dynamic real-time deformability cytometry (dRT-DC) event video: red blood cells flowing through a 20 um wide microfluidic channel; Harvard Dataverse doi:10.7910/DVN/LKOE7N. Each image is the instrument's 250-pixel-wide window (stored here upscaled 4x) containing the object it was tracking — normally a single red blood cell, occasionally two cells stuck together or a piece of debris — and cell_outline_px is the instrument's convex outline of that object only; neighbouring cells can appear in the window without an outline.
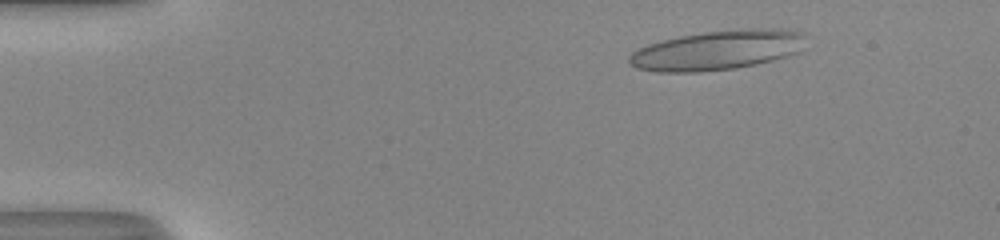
{"species": "human", "species_latin": "Homo sapiens", "temperature_condition": "room temperature", "stored_images_in_passage": 51, "camera_frame_rate_fps": 3000, "um_per_image_px": 0.085, "donor": {"sex": "male"}, "frame": {"image": 1, "passage_image": 7, "time_ms": 2.0, "image_size_px": [1000, 240], "cell_outline_px": [[804, 36], [800, 52], [736, 68], [696, 72], [656, 72], [636, 68], [628, 60], [628, 56], [632, 52], [648, 44], [680, 36], [704, 32], [748, 28], [776, 28], [804, 32]], "centroid_in_image_um": [60.95, 4.26], "position_along_channel_um": 24.1, "area_um2": 40.34}}
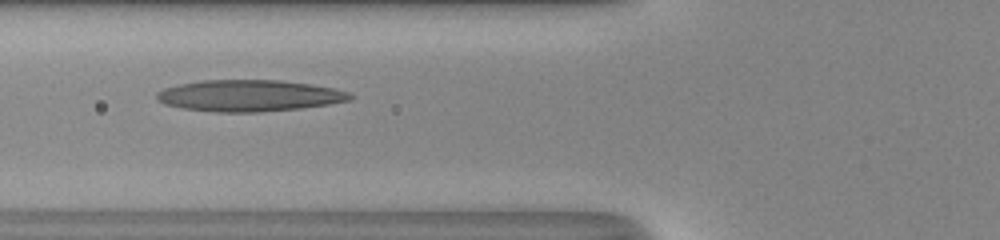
{"frame": {"image": 2, "passage_image": 20, "time_ms": 6.333, "image_size_px": [1000, 240], "cell_outline_px": [[352, 100], [328, 104], [300, 108], [260, 112], [212, 112], [184, 108], [164, 104], [156, 100], [156, 92], [164, 88], [180, 84], [200, 80], [280, 80], [312, 84], [332, 88], [348, 92], [352, 96]], "centroid_in_image_um": [21.15, 8.13], "position_along_channel_um": 104.7, "area_um2": 35.49}}
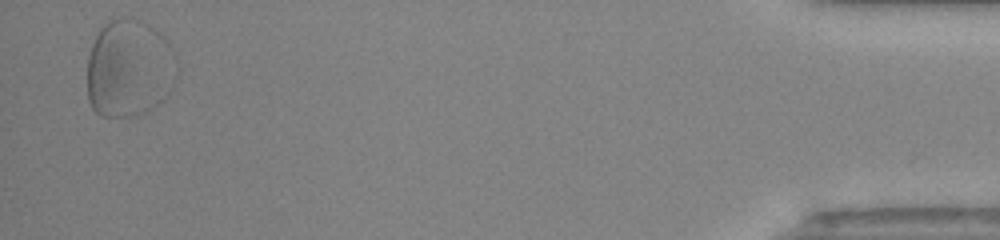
{"frame": {"image": 3, "passage_image": 50, "time_ms": 16.333, "image_size_px": [1000, 240], "cell_outline_px": [[172, 48], [160, 100], [156, 104], [144, 112], [136, 116], [100, 116], [92, 108], [88, 100], [88, 56], [92, 44], [100, 28], [108, 20], [124, 16], [128, 16], [140, 20], [148, 24], [160, 32], [168, 40]], "centroid_in_image_um": [10.79, 5.75], "position_along_channel_um": 424.4, "area_um2": 48.9}, "authors_computed_cell_mechanics": {"area_um2": 35.4892, "velocity_mm_per_s": 4.0469, "shape_relaxation_time_tau1_ms": null, "shape_relaxation_time_tau2_ms": 3.1689, "deformation_change_tau1": null, "deformation_change_tau2": 0.1095}}